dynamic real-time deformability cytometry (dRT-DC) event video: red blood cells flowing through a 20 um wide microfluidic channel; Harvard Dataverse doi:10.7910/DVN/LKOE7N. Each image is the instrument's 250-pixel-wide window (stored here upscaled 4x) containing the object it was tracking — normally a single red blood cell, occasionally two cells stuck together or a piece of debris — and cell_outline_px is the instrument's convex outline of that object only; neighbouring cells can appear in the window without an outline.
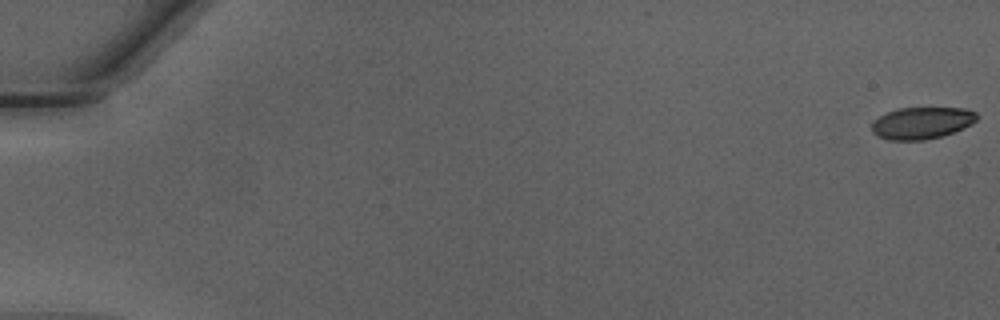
{"species": "Egyptian fruit bat (a non-hibernating species)", "species_latin": "Rousettus aegyptiacus", "temperature_condition": "warm", "stored_images_in_passage": 50, "camera_frame_rate_fps": 3000, "um_per_image_px": 0.085, "animal": {"sex": "male"}, "frame": {"image": 1, "passage_image": 1, "time_ms": 0.0, "image_size_px": [1000, 320], "cell_outline_px": [[980, 116], [972, 124], [964, 128], [940, 136], [924, 140], [888, 140], [876, 136], [872, 132], [872, 124], [880, 116], [896, 108], [968, 108], [976, 112]], "centroid_in_image_um": [78.38, 10.45], "position_along_channel_um": 6.6, "area_um2": 19.59}}
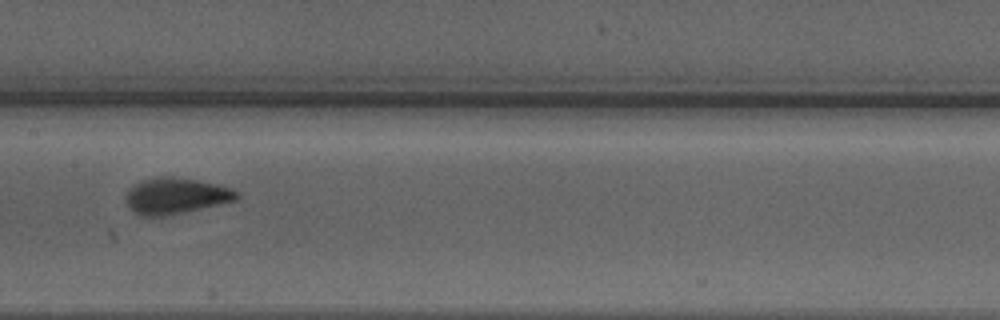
{"frame": {"image": 2, "passage_image": 27, "time_ms": 8.667, "image_size_px": [1000, 320], "cell_outline_px": [[240, 196], [236, 200], [184, 212], [160, 216], [140, 216], [124, 200], [124, 196], [128, 188], [132, 184], [140, 180], [156, 176], [172, 176], [200, 180], [220, 184], [240, 192]], "centroid_in_image_um": [14.93, 16.61], "position_along_channel_um": 192.5, "area_um2": 23.64}}
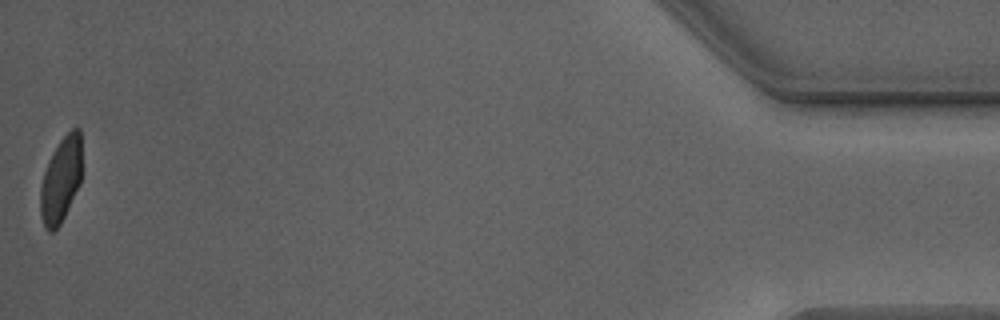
{"frame": {"image": 3, "passage_image": 50, "time_ms": 16.333, "image_size_px": [1000, 320], "cell_outline_px": [[80, 184], [60, 224], [52, 232], [48, 232], [44, 228], [40, 216], [40, 188], [44, 172], [48, 160], [52, 152], [60, 140], [72, 128], [80, 128]], "centroid_in_image_um": [5.14, 15.31], "position_along_channel_um": 430.1, "area_um2": 20.46}, "authors_computed_cell_mechanics": {"area_um2": 21.9929, "velocity_mm_per_s": 4.2699, "shape_relaxation_time_tau1_ms": 3.7014, "shape_relaxation_time_tau2_ms": null, "deformation_change_tau1": 0.1582, "deformation_change_tau2": null}}